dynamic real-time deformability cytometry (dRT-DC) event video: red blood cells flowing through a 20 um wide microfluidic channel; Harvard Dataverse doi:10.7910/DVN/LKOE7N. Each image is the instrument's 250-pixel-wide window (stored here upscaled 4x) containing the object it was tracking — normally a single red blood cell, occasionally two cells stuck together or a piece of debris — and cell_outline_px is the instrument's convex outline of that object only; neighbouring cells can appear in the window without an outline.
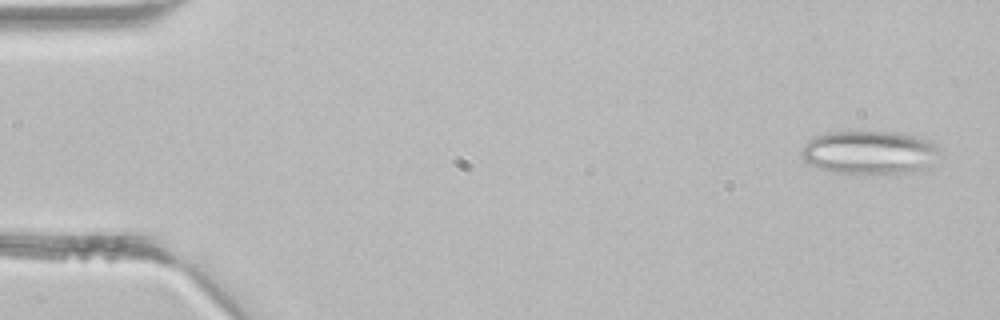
{"species": "common noctule bat (a hibernating species)", "species_latin": "Nyctalus noctula", "temperature_condition": "room temperature", "stored_images_in_passage": 43, "segment_of_instrument_passage": [1, 2], "camera_frame_rate_fps": 3000, "um_per_image_px": 0.085, "animal": {"sex": "male", "body_mass_g": 21.5, "forearm_length_mm": 52.0}, "frame": {"image": 1, "passage_image": 2, "time_ms": 0.333, "image_size_px": [1000, 320], "cell_outline_px": [[936, 148], [932, 168], [916, 172], [828, 172], [804, 160], [800, 156], [804, 144], [808, 140], [816, 136], [828, 132], [888, 132], [912, 136], [932, 140], [936, 144]], "centroid_in_image_um": [73.89, 12.95], "position_along_channel_um": 11.1, "area_um2": 34.39}}
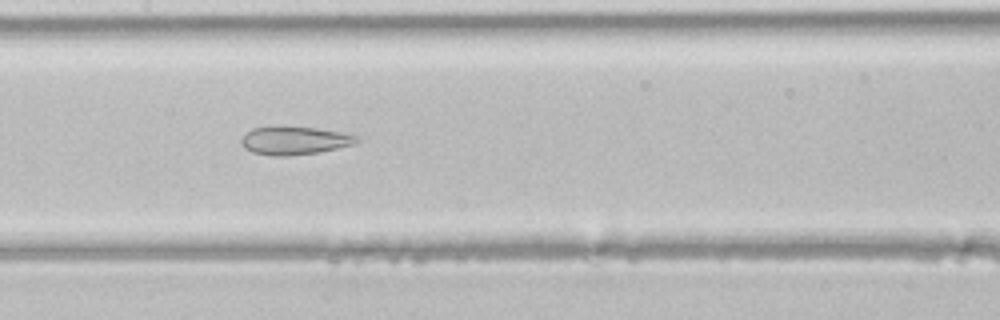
{"frame": {"image": 2, "passage_image": 21, "time_ms": 6.667, "image_size_px": [1000, 320], "cell_outline_px": [[360, 140], [352, 144], [320, 152], [288, 156], [268, 156], [252, 152], [244, 148], [240, 140], [252, 128], [316, 128], [340, 132], [356, 136]], "centroid_in_image_um": [25.01, 11.98], "position_along_channel_um": 182.4, "area_um2": 18.38}}
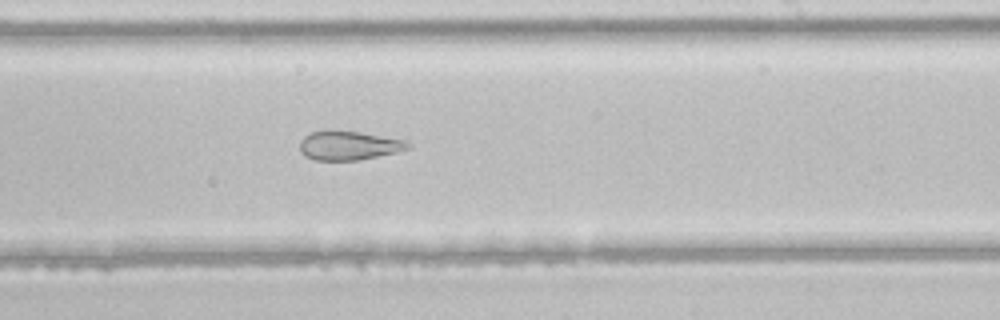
{"frame": {"image": 3, "passage_image": 26, "time_ms": 8.333, "image_size_px": [1000, 320], "cell_outline_px": [[412, 144], [408, 148], [396, 152], [356, 160], [316, 160], [304, 156], [300, 152], [300, 140], [304, 136], [312, 132], [360, 132], [408, 140]], "centroid_in_image_um": [29.66, 12.38], "position_along_channel_um": 259.3, "area_um2": 17.92}}